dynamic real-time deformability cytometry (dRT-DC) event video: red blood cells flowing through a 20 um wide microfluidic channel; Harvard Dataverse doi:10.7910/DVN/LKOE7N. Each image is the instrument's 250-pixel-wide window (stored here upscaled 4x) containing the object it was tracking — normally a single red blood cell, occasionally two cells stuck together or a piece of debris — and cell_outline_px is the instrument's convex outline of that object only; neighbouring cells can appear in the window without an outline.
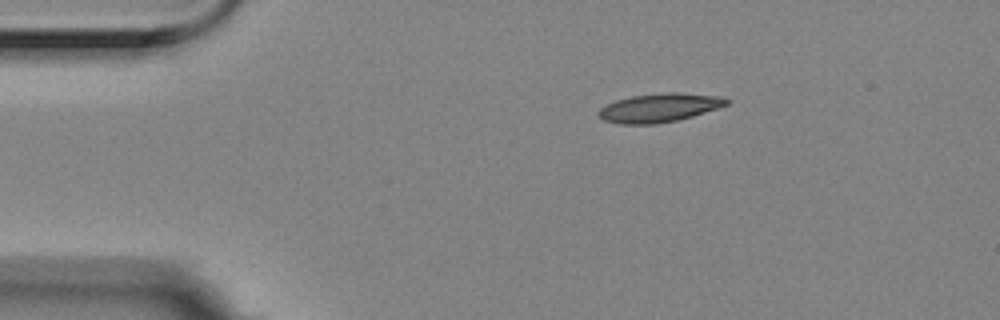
{"species": "Egyptian fruit bat (a non-hibernating species)", "species_latin": "Rousettus aegyptiacus", "temperature_condition": "room temperature", "stored_images_in_passage": 3, "camera_frame_rate_fps": 3000, "um_per_image_px": 0.085, "animal": {"sex": "female"}, "frame": {"image": 1, "passage_image": 1, "time_ms": 0.0, "image_size_px": [1000, 320], "cell_outline_px": [[728, 104], [692, 116], [676, 120], [652, 124], [620, 124], [604, 120], [600, 116], [600, 108], [616, 100], [632, 96], [668, 92], [676, 92], [724, 96], [728, 100]], "centroid_in_image_um": [56.06, 9.15], "position_along_channel_um": 28.9, "area_um2": 21.04}}
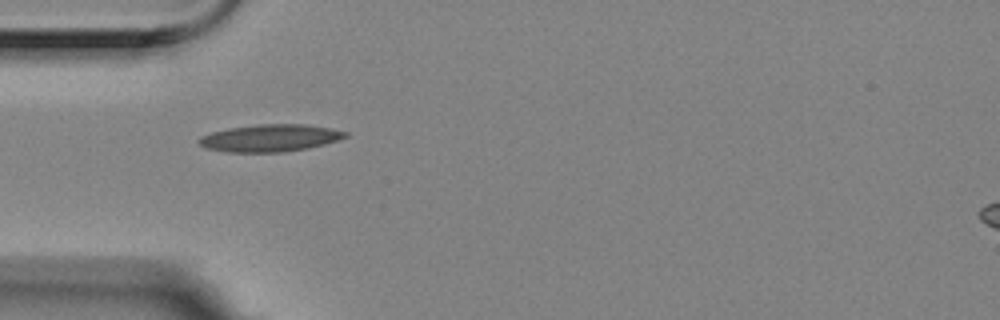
{"frame": {"image": 2, "passage_image": 3, "time_ms": 0.667, "image_size_px": [1000, 320], "cell_outline_px": [[348, 136], [324, 144], [308, 148], [284, 152], [224, 152], [204, 148], [196, 140], [200, 136], [212, 132], [228, 128], [256, 124], [304, 124], [332, 128], [348, 132]], "centroid_in_image_um": [22.92, 11.73], "position_along_channel_um": 62.1, "area_um2": 23.41}}